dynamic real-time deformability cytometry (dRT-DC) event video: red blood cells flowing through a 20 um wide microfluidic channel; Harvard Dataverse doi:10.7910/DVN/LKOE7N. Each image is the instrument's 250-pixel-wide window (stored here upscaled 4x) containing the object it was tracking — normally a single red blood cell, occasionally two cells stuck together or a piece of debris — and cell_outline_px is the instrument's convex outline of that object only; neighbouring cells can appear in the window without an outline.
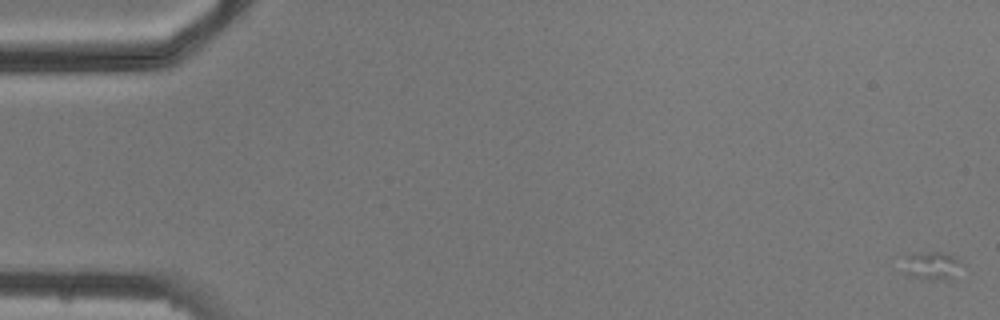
{"species": "common noctule bat (a hibernating species)", "species_latin": "Nyctalus noctula", "temperature_condition": "cold", "stored_images_in_passage": 6, "camera_frame_rate_fps": 3000, "um_per_image_px": 0.085, "animal": {"sex": "male", "body_mass_g": 20.5, "forearm_length_mm": 52.5}, "frame": {"image": 1, "passage_image": 1, "time_ms": 0.0, "image_size_px": [1000, 320], "cell_outline_px": [[964, 264], [952, 280], [920, 280], [908, 276], [900, 272], [904, 252], [944, 252], [956, 256]], "centroid_in_image_um": [79.11, 22.58], "position_along_channel_um": 5.9, "area_um2": 10.81}}